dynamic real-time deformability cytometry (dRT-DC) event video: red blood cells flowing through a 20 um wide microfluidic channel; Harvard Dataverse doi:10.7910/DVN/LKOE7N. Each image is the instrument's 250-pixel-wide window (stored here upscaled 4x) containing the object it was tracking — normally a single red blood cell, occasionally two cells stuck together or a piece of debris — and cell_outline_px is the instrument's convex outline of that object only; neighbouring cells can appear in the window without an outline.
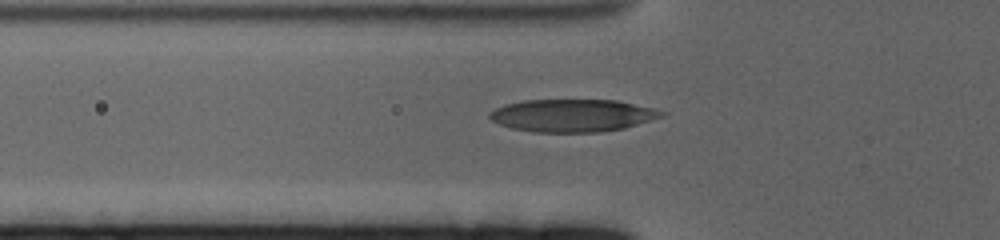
{"species": "human", "species_latin": "Homo sapiens", "temperature_condition": "cold", "stored_images_in_passage": 15, "camera_frame_rate_fps": 3000, "um_per_image_px": 0.085, "donor": {"sex": "female"}, "frame": {"image": 1, "passage_image": 2, "time_ms": 0.333, "image_size_px": [1000, 240], "cell_outline_px": [[668, 112], [664, 116], [652, 120], [624, 128], [600, 132], [532, 132], [512, 128], [500, 124], [492, 120], [488, 116], [488, 112], [504, 104], [524, 100], [616, 100], [652, 108]], "centroid_in_image_um": [48.66, 9.81], "position_along_channel_um": 77.1, "area_um2": 32.71}}
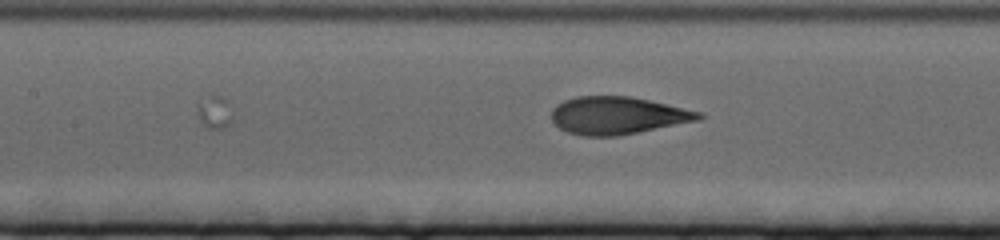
{"frame": {"image": 2, "passage_image": 9, "time_ms": 2.667, "image_size_px": [1000, 240], "cell_outline_px": [[704, 116], [696, 120], [616, 136], [584, 136], [568, 132], [560, 128], [552, 120], [552, 108], [556, 104], [564, 100], [576, 96], [628, 96], [648, 100], [700, 112]], "centroid_in_image_um": [52.41, 9.81], "position_along_channel_um": 155.0, "area_um2": 31.62}}
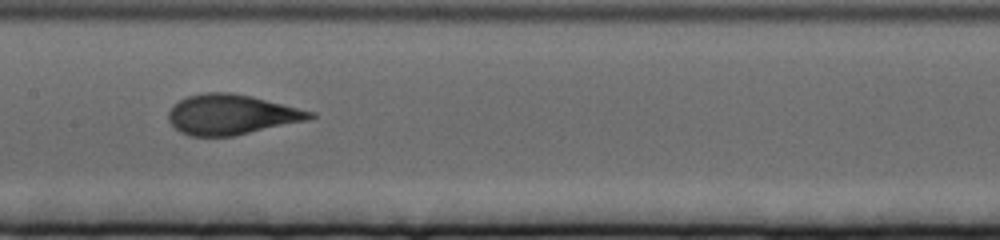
{"frame": {"image": 3, "passage_image": 12, "time_ms": 3.667, "image_size_px": [1000, 240], "cell_outline_px": [[316, 116], [308, 120], [232, 136], [188, 136], [180, 132], [168, 120], [168, 112], [180, 100], [188, 96], [204, 92], [232, 92], [252, 96], [316, 112]], "centroid_in_image_um": [19.69, 9.73], "position_along_channel_um": 187.7, "area_um2": 33.0}}